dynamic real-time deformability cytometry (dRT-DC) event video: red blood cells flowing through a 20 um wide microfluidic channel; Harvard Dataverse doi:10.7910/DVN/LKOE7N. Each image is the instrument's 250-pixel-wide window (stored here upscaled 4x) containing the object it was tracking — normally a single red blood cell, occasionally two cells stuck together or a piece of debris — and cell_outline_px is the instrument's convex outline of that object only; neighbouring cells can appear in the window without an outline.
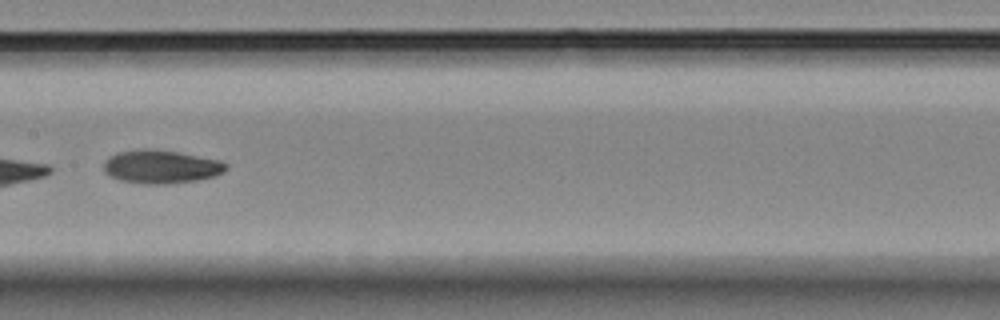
{"species": "Egyptian fruit bat (a non-hibernating species)", "species_latin": "Rousettus aegyptiacus", "temperature_condition": "room temperature", "stored_images_in_passage": 9, "camera_frame_rate_fps": 3000, "um_per_image_px": 0.085, "animal": {"sex": "female"}, "frame": {"image": 1, "passage_image": 7, "time_ms": 8.667, "image_size_px": [1000, 320], "cell_outline_px": [[228, 168], [224, 172], [212, 176], [196, 180], [168, 184], [144, 184], [120, 180], [104, 172], [104, 160], [108, 156], [120, 152], [144, 148], [176, 152], [220, 160], [228, 164]], "centroid_in_image_um": [13.68, 14.17], "position_along_channel_um": 193.7, "area_um2": 23.64}}
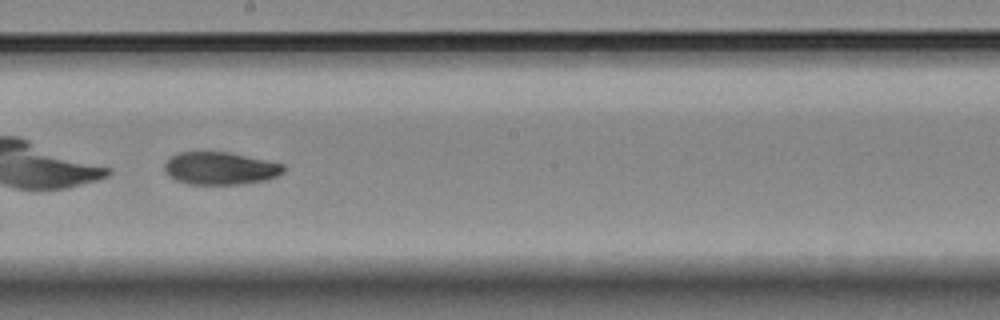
{"frame": {"image": 2, "passage_image": 8, "time_ms": 9.667, "image_size_px": [1000, 320], "cell_outline_px": [[284, 172], [276, 176], [264, 180], [240, 184], [188, 184], [176, 180], [168, 176], [164, 168], [164, 164], [172, 156], [180, 152], [228, 152], [284, 164]], "centroid_in_image_um": [18.7, 14.31], "position_along_channel_um": 229.5, "area_um2": 22.43}}
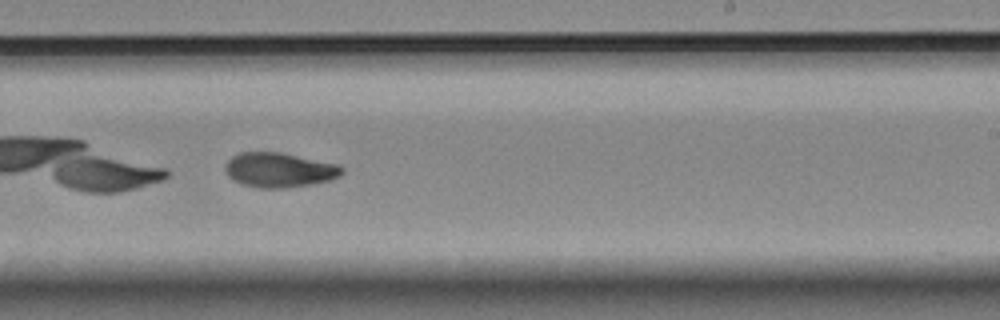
{"frame": {"image": 3, "passage_image": 9, "time_ms": 10.667, "image_size_px": [1000, 320], "cell_outline_px": [[344, 172], [340, 176], [332, 180], [312, 184], [284, 188], [256, 188], [240, 184], [232, 180], [228, 176], [224, 168], [224, 164], [232, 156], [240, 152], [280, 152], [340, 164], [344, 168]], "centroid_in_image_um": [23.74, 14.45], "position_along_channel_um": 265.3, "area_um2": 24.04}}